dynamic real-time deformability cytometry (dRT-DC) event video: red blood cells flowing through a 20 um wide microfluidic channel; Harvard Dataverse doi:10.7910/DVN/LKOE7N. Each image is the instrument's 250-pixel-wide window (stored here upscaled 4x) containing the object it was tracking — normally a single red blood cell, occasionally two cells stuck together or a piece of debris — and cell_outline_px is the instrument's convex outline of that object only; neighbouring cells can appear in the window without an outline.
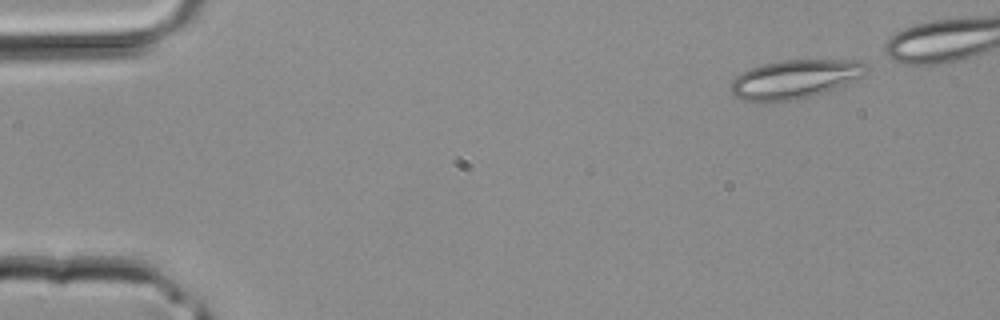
{"species": "common noctule bat (a hibernating species)", "species_latin": "Nyctalus noctula", "temperature_condition": "room temperature", "stored_images_in_passage": 32, "camera_frame_rate_fps": 3000, "um_per_image_px": 0.085, "animal": {"sex": "male", "body_mass_g": 20.4}, "frame": {"image": 1, "passage_image": 1, "time_ms": 0.0, "image_size_px": [1000, 320], "cell_outline_px": [[868, 72], [864, 76], [848, 84], [808, 96], [792, 100], [744, 100], [736, 96], [732, 92], [732, 80], [736, 76], [748, 68], [764, 64], [784, 60], [860, 60], [868, 64]], "centroid_in_image_um": [67.64, 6.69], "position_along_channel_um": 17.4, "area_um2": 30.17}}
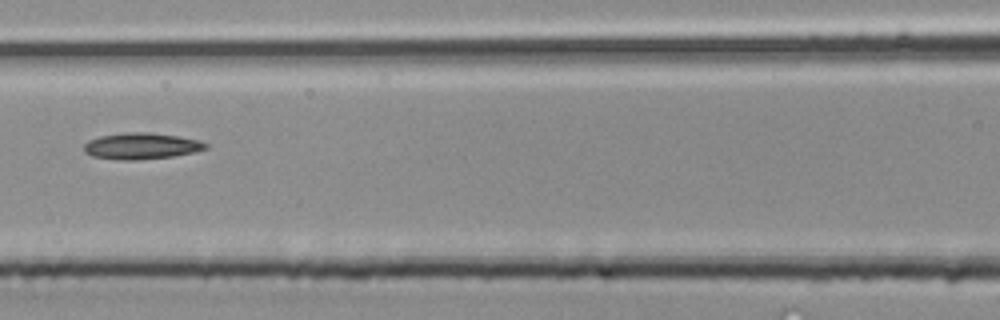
{"frame": {"image": 2, "passage_image": 15, "time_ms": 4.667, "image_size_px": [1000, 320], "cell_outline_px": [[208, 148], [196, 152], [172, 156], [140, 160], [124, 160], [92, 156], [84, 152], [84, 144], [88, 140], [100, 136], [124, 132], [148, 132], [176, 136], [200, 140], [208, 144]], "centroid_in_image_um": [12.02, 12.41], "position_along_channel_um": 154.6, "area_um2": 18.73}}
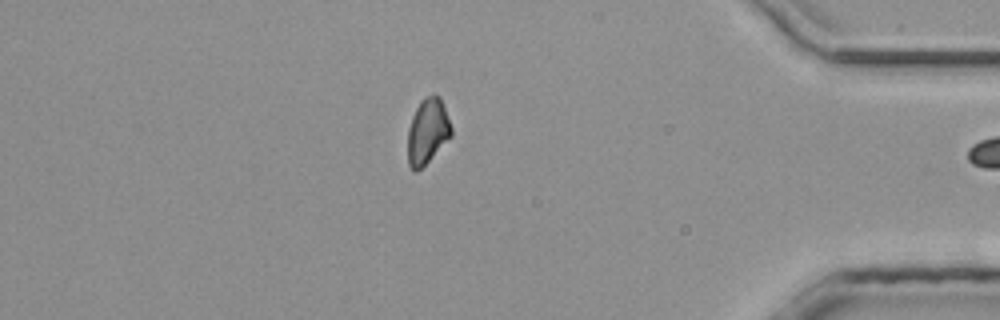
{"frame": {"image": 3, "passage_image": 31, "time_ms": 10.0, "image_size_px": [1000, 320], "cell_outline_px": [[452, 136], [416, 172], [408, 164], [408, 128], [412, 116], [420, 100], [424, 96], [440, 96], [452, 128]], "centroid_in_image_um": [36.34, 11.13], "position_along_channel_um": 398.9, "area_um2": 16.36}}